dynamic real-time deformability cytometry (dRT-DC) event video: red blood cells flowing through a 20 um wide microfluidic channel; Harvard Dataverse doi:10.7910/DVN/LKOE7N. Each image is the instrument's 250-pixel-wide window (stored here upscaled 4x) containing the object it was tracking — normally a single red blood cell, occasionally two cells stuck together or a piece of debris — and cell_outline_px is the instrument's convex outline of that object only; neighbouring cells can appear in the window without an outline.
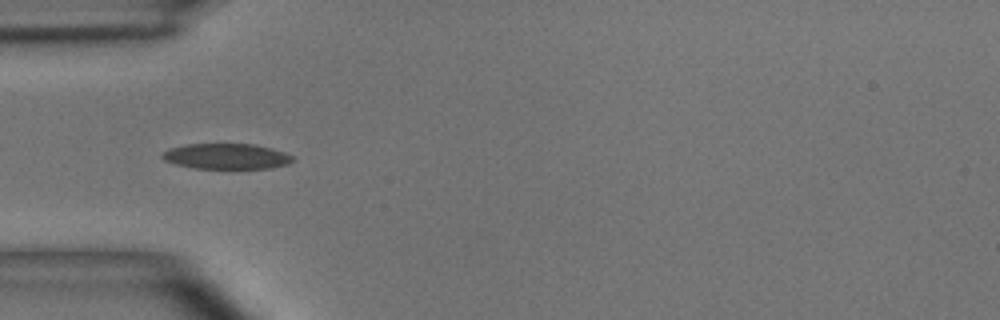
{"species": "common noctule bat (a hibernating species)", "species_latin": "Nyctalus noctula", "temperature_condition": "room temperature", "stored_images_in_passage": 6, "camera_frame_rate_fps": 3000, "um_per_image_px": 0.085, "animal": {"sex": "male", "body_mass_g": 15.6}, "frame": {"image": 1, "passage_image": 4, "time_ms": 3.667, "image_size_px": [1000, 320], "cell_outline_px": [[292, 160], [288, 164], [272, 168], [196, 168], [176, 164], [164, 160], [160, 156], [168, 148], [188, 144], [252, 144], [272, 148], [284, 152], [292, 156]], "centroid_in_image_um": [19.23, 13.28], "position_along_channel_um": 65.8, "area_um2": 19.25}}
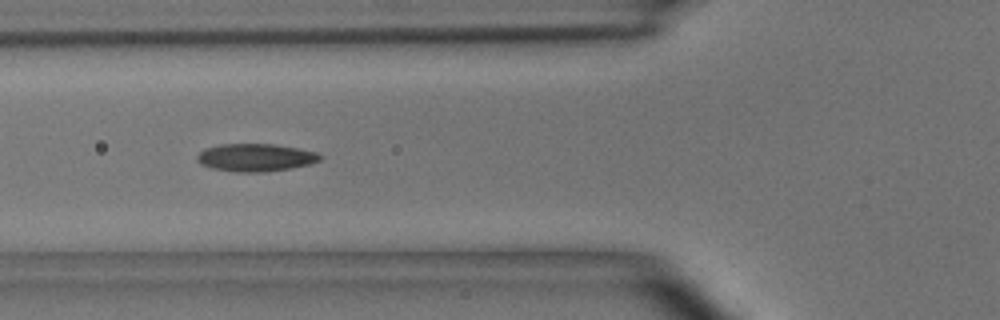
{"frame": {"image": 2, "passage_image": 5, "time_ms": 4.667, "image_size_px": [1000, 320], "cell_outline_px": [[324, 156], [320, 160], [312, 164], [292, 168], [264, 172], [236, 172], [212, 168], [200, 164], [196, 160], [196, 156], [204, 148], [220, 144], [276, 144], [316, 152]], "centroid_in_image_um": [21.73, 13.39], "position_along_channel_um": 104.1, "area_um2": 20.06}}